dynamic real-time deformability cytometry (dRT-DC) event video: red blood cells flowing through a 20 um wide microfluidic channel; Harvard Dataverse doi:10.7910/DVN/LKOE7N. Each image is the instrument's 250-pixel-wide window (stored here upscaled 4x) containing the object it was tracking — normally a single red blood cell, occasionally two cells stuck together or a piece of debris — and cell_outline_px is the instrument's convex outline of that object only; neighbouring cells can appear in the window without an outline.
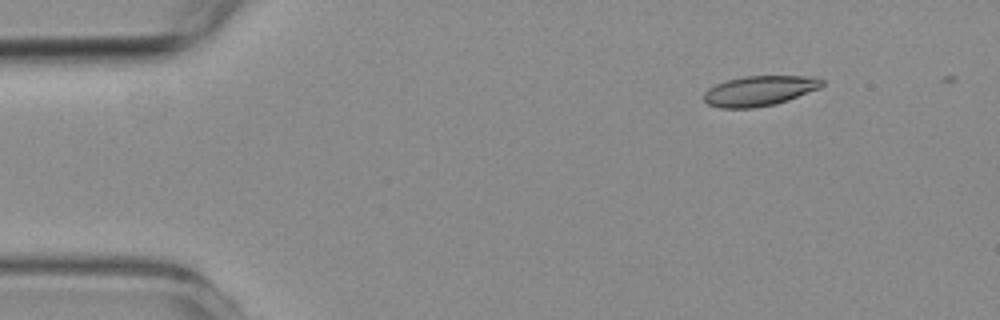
{"species": "common noctule bat (a hibernating species)", "species_latin": "Nyctalus noctula", "temperature_condition": "room temperature", "stored_images_in_passage": 43, "camera_frame_rate_fps": 3000, "um_per_image_px": 0.085, "animal": {"sex": "female", "body_mass_g": 19.3, "forearm_length_mm": 54.1}, "frame": {"image": 1, "passage_image": 1, "time_ms": 0.0, "image_size_px": [1000, 320], "cell_outline_px": [[824, 84], [820, 88], [788, 100], [776, 104], [752, 108], [720, 108], [708, 104], [704, 100], [704, 92], [708, 88], [716, 84], [728, 80], [744, 76], [816, 76], [824, 80]], "centroid_in_image_um": [64.57, 7.71], "position_along_channel_um": 20.4, "area_um2": 20.81}}
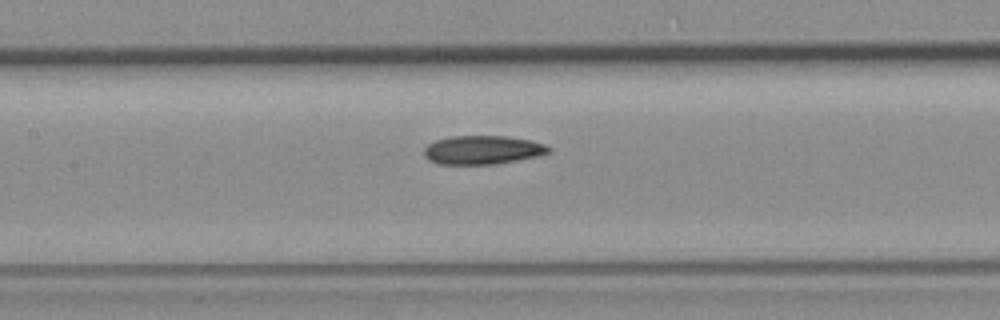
{"frame": {"image": 2, "passage_image": 19, "time_ms": 6.0, "image_size_px": [1000, 320], "cell_outline_px": [[552, 148], [548, 152], [536, 156], [516, 160], [492, 164], [440, 164], [428, 160], [424, 156], [424, 148], [428, 144], [436, 140], [452, 136], [504, 136], [532, 140], [544, 144]], "centroid_in_image_um": [40.99, 12.74], "position_along_channel_um": 166.4, "area_um2": 20.69}}
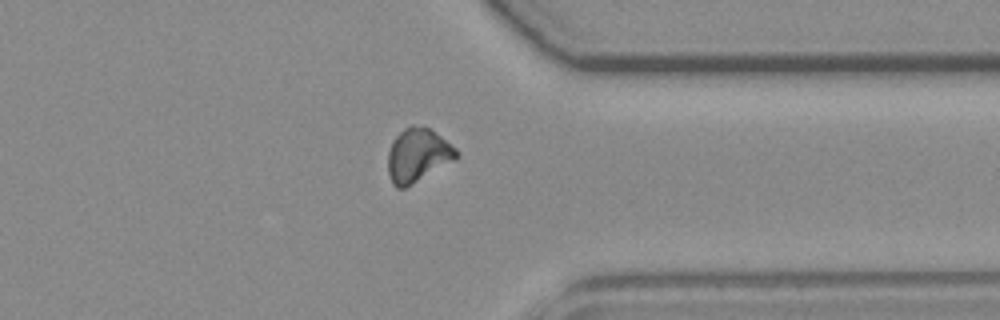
{"frame": {"image": 3, "passage_image": 36, "time_ms": 11.667, "image_size_px": [1000, 320], "cell_outline_px": [[460, 156], [456, 160], [404, 188], [396, 188], [392, 184], [388, 172], [388, 152], [392, 140], [404, 128], [412, 124], [424, 124], [456, 148]], "centroid_in_image_um": [35.51, 13.17], "position_along_channel_um": 375.9, "area_um2": 21.62}}